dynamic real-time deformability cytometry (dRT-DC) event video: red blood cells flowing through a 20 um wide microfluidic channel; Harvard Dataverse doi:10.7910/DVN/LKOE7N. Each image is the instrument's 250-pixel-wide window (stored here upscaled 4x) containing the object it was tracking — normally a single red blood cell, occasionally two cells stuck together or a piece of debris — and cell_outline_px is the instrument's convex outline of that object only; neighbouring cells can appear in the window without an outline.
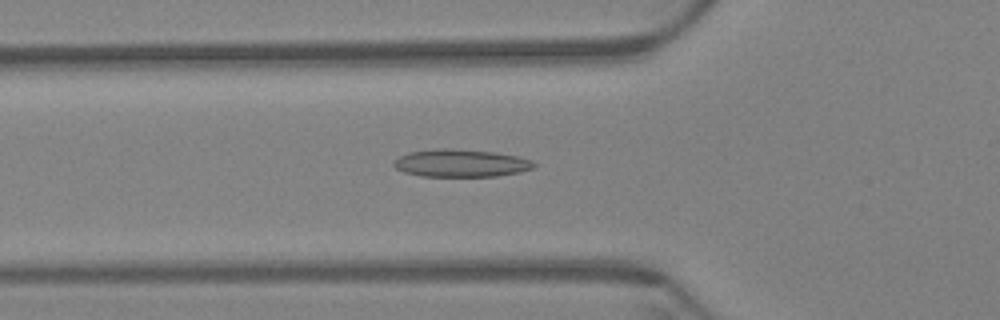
{"species": "Egyptian fruit bat (a non-hibernating species)", "species_latin": "Rousettus aegyptiacus", "temperature_condition": "warm", "stored_images_in_passage": 61, "camera_frame_rate_fps": 3000, "um_per_image_px": 0.085, "animal": {"sex": "female"}, "frame": {"image": 1, "passage_image": 22, "time_ms": 7.0, "image_size_px": [1000, 320], "cell_outline_px": [[536, 164], [532, 168], [520, 172], [496, 176], [420, 176], [404, 172], [396, 168], [392, 164], [400, 156], [408, 152], [436, 148], [452, 148], [496, 152], [516, 156], [532, 160]], "centroid_in_image_um": [39.16, 13.86], "position_along_channel_um": 86.6, "area_um2": 22.6}}
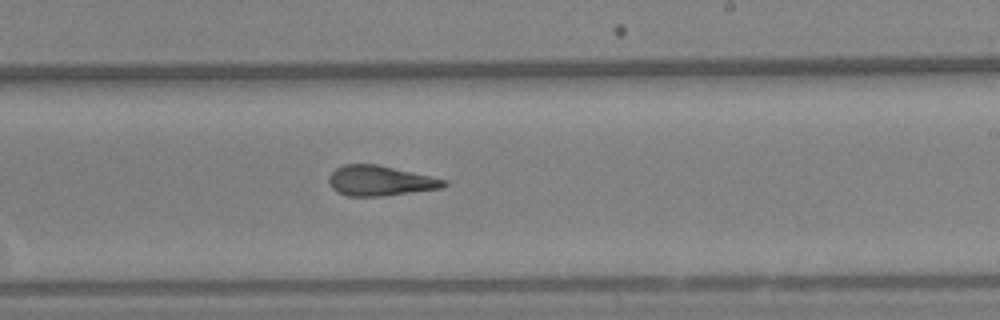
{"frame": {"image": 2, "passage_image": 37, "time_ms": 12.0, "image_size_px": [1000, 320], "cell_outline_px": [[448, 184], [440, 188], [380, 196], [348, 196], [336, 192], [332, 188], [328, 180], [328, 176], [336, 168], [344, 164], [376, 164], [448, 180]], "centroid_in_image_um": [32.27, 15.36], "position_along_channel_um": 256.7, "area_um2": 20.0}}
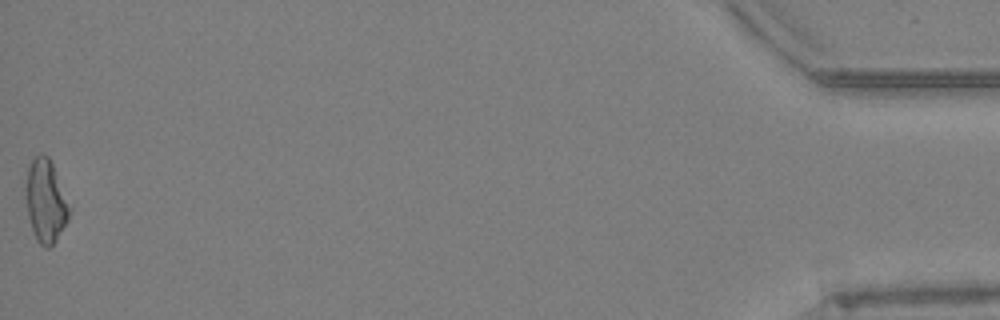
{"frame": {"image": 3, "passage_image": 61, "time_ms": 20.0, "image_size_px": [1000, 320], "cell_outline_px": [[72, 208], [68, 220], [56, 240], [48, 248], [44, 248], [36, 240], [32, 232], [28, 216], [24, 196], [24, 192], [28, 168], [32, 160], [40, 152], [48, 156], [52, 164]], "centroid_in_image_um": [3.87, 17.1], "position_along_channel_um": 431.3, "area_um2": 21.39}, "authors_computed_cell_mechanics": {"area_um2": 20.8658, "velocity_mm_per_s": 3.4073, "shape_relaxation_time_tau1_ms": null, "shape_relaxation_time_tau2_ms": 2.8517, "deformation_change_tau1": null, "deformation_change_tau2": 0.1261}}